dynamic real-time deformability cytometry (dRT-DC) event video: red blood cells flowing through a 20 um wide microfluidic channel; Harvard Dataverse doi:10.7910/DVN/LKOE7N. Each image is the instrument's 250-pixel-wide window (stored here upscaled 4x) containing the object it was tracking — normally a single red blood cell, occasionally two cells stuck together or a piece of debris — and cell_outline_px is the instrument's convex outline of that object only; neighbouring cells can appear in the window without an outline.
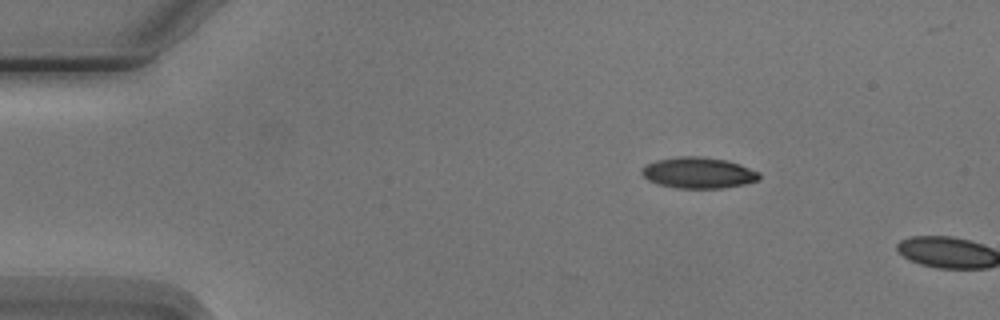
{"species": "Egyptian fruit bat (a non-hibernating species)", "species_latin": "Rousettus aegyptiacus", "temperature_condition": "cold", "stored_images_in_passage": 2, "camera_frame_rate_fps": 3000, "um_per_image_px": 0.085, "animal": {"sex": "male"}, "frame": {"image": 1, "passage_image": 1, "time_ms": 0.0, "image_size_px": [1000, 320], "cell_outline_px": [[760, 180], [744, 184], [724, 188], [676, 188], [660, 184], [648, 180], [640, 172], [644, 164], [656, 160], [680, 156], [704, 156], [724, 160], [740, 164], [760, 172]], "centroid_in_image_um": [59.37, 14.68], "position_along_channel_um": 25.6, "area_um2": 21.39}}